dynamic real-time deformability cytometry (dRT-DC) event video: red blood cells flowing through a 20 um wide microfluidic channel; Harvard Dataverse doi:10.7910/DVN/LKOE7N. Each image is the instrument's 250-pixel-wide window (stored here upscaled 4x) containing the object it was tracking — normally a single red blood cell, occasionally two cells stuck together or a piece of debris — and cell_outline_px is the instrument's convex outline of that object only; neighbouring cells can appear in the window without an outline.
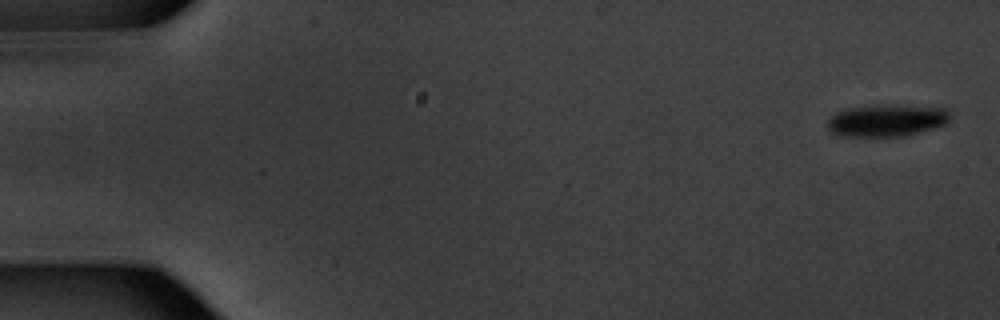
{"species": "common noctule bat (a hibernating species)", "species_latin": "Nyctalus noctula", "temperature_condition": "warm", "stored_images_in_passage": 54, "camera_frame_rate_fps": 3000, "um_per_image_px": 0.085, "animal": {"sex": "male", "body_mass_g": 20.1, "forearm_length_mm": 53.5}, "frame": {"image": 1, "passage_image": 2, "time_ms": 0.333, "image_size_px": [1000, 320], "cell_outline_px": [[948, 120], [944, 124], [932, 128], [900, 136], [840, 136], [832, 132], [828, 128], [828, 120], [836, 112], [844, 108], [944, 108], [948, 112]], "centroid_in_image_um": [75.27, 10.3], "position_along_channel_um": 9.7, "area_um2": 21.15}}
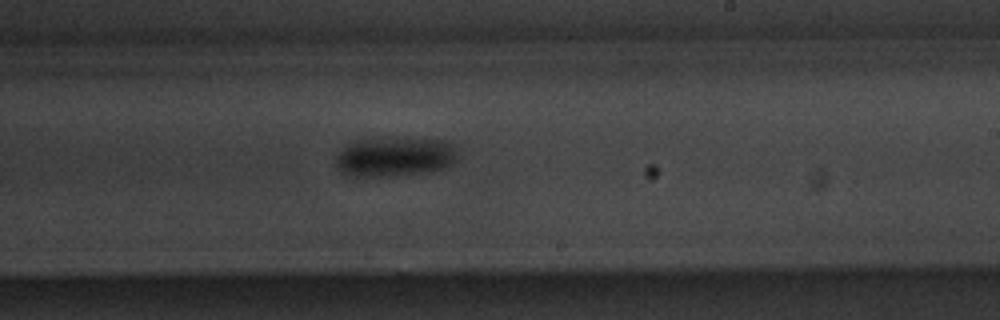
{"frame": {"image": 2, "passage_image": 33, "time_ms": 10.667, "image_size_px": [1000, 320], "cell_outline_px": [[452, 160], [448, 164], [440, 168], [388, 176], [348, 176], [336, 168], [336, 152], [348, 144], [356, 140], [372, 136], [388, 136], [440, 140], [448, 144], [452, 152]], "centroid_in_image_um": [33.31, 13.27], "position_along_channel_um": 255.7, "area_um2": 27.63}}
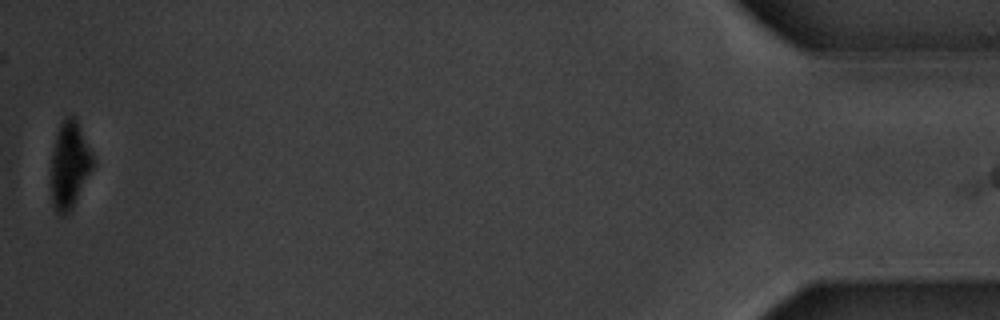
{"frame": {"image": 3, "passage_image": 54, "time_ms": 17.667, "image_size_px": [1000, 320], "cell_outline_px": [[96, 164], [68, 212], [64, 216], [60, 216], [56, 212], [52, 204], [52, 152], [56, 136], [60, 124], [64, 116], [72, 116], [76, 120], [92, 152]], "centroid_in_image_um": [5.92, 14.01], "position_along_channel_um": 429.3, "area_um2": 20.87}, "authors_computed_cell_mechanics": {"area_um2": 25.1719, "velocity_mm_per_s": 3.756, "shape_relaxation_time_tau1_ms": 2.0146, "shape_relaxation_time_tau2_ms": null, "deformation_change_tau1": 0.1204, "deformation_change_tau2": null}}